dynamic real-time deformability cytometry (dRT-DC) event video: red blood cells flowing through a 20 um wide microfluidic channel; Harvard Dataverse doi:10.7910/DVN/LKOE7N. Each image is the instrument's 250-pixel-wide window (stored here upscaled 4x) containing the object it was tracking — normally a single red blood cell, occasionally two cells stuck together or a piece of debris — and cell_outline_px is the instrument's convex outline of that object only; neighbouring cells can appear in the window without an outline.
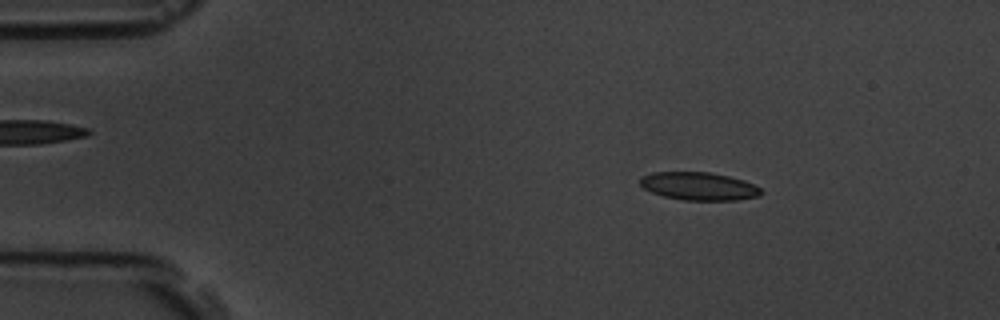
{"species": "common noctule bat (a hibernating species)", "species_latin": "Nyctalus noctula", "temperature_condition": "room temperature", "stored_images_in_passage": 5, "camera_frame_rate_fps": 3000, "um_per_image_px": 0.085, "animal": {"sex": "male", "body_mass_g": 19.5, "forearm_length_mm": 54.6}, "frame": {"image": 1, "passage_image": 2, "time_ms": 1.333, "image_size_px": [1000, 320], "cell_outline_px": [[760, 196], [736, 200], [684, 200], [664, 196], [652, 192], [644, 188], [640, 184], [640, 176], [652, 172], [708, 172], [728, 176], [744, 180], [760, 188]], "centroid_in_image_um": [59.37, 15.82], "position_along_channel_um": 25.6, "area_um2": 19.59}}
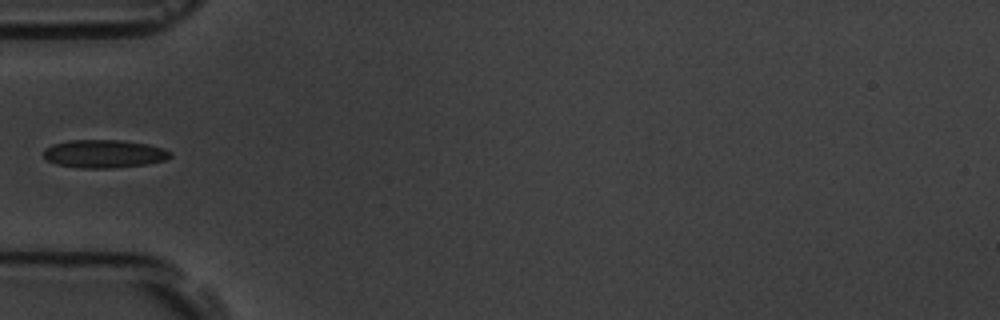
{"frame": {"image": 2, "passage_image": 5, "time_ms": 4.667, "image_size_px": [1000, 320], "cell_outline_px": [[172, 156], [164, 160], [148, 164], [116, 168], [80, 168], [56, 164], [48, 160], [44, 156], [44, 148], [52, 144], [68, 140], [124, 140], [148, 144], [164, 148], [172, 152]], "centroid_in_image_um": [8.87, 13.07], "position_along_channel_um": 76.1, "area_um2": 20.98}}